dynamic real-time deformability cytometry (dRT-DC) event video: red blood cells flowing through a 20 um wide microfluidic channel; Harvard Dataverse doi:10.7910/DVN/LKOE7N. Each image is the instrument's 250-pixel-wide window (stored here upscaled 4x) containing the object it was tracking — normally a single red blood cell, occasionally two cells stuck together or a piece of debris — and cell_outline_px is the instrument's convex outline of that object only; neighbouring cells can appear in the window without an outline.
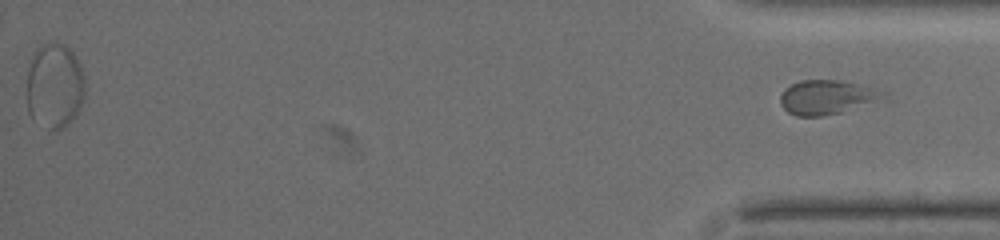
{"species": "common noctule bat (a hibernating species)", "species_latin": "Nyctalus noctula", "temperature_condition": "warm", "stored_images_in_passage": 46, "segment_of_instrument_passage": [2, 2], "camera_frame_rate_fps": 3000, "um_per_image_px": 0.085, "animal": {"sex": "female", "body_mass_g": 19.5, "forearm_length_mm": 54.1}, "frame": {"image": 1, "passage_image": 46, "time_ms": 15.0, "image_size_px": [1000, 240], "cell_outline_px": [[884, 92], [872, 100], [840, 112], [820, 116], [796, 116], [788, 112], [780, 104], [780, 96], [784, 88], [800, 80], [840, 80], [860, 84]], "centroid_in_image_um": [70.1, 8.24], "position_along_channel_um": 365.1, "area_um2": 19.65}}